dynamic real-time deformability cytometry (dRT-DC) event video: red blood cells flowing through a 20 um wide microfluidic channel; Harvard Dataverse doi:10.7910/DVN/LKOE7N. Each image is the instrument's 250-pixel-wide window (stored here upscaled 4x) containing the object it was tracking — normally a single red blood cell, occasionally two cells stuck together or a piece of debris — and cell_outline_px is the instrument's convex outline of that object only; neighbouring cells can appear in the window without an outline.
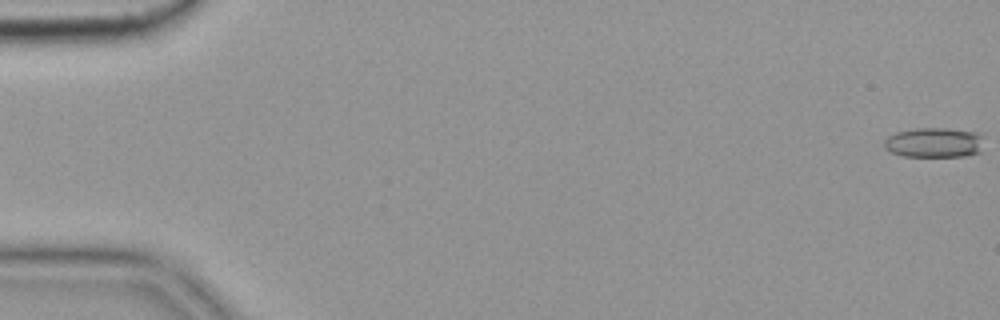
{"species": "common noctule bat (a hibernating species)", "species_latin": "Nyctalus noctula", "temperature_condition": "cold", "stored_images_in_passage": 6, "camera_frame_rate_fps": 3000, "um_per_image_px": 0.085, "animal": {"sex": "female", "body_mass_g": 19.9}, "frame": {"image": 1, "passage_image": 1, "time_ms": 0.0, "image_size_px": [1000, 320], "cell_outline_px": [[984, 136], [980, 152], [964, 156], [900, 156], [884, 148], [884, 140], [888, 136], [896, 132], [916, 128], [944, 128], [980, 132]], "centroid_in_image_um": [79.42, 12.11], "position_along_channel_um": 5.6, "area_um2": 17.57}}
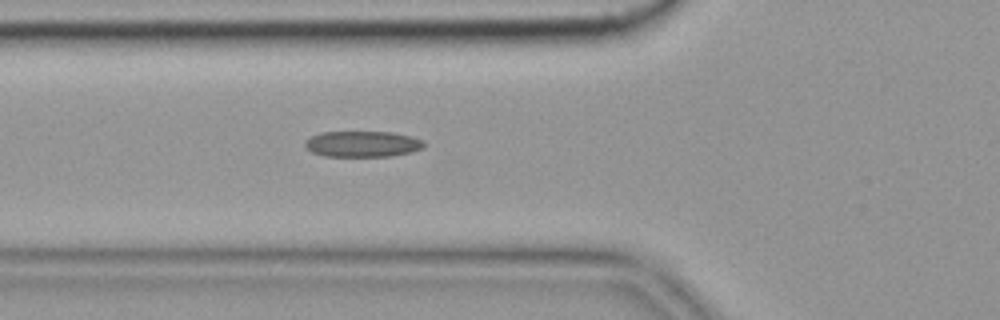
{"frame": {"image": 2, "passage_image": 6, "time_ms": 1.667, "image_size_px": [1000, 320], "cell_outline_px": [[424, 148], [412, 152], [392, 156], [324, 156], [312, 152], [304, 144], [304, 140], [320, 132], [392, 132], [412, 136], [424, 140]], "centroid_in_image_um": [30.84, 12.23], "position_along_channel_um": 95.0, "area_um2": 18.09}}